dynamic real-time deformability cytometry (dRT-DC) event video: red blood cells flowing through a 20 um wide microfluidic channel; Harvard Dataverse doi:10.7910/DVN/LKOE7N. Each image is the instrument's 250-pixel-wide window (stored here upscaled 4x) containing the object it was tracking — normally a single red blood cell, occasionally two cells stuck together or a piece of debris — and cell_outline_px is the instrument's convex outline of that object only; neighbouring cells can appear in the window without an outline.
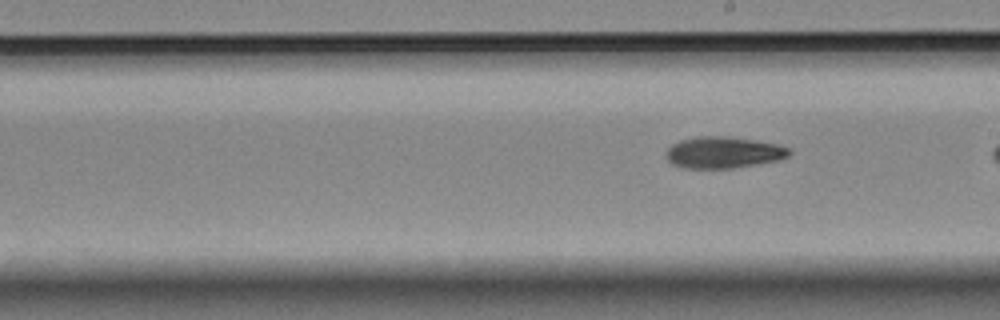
{"species": "Egyptian fruit bat (a non-hibernating species)", "species_latin": "Rousettus aegyptiacus", "temperature_condition": "room temperature", "stored_images_in_passage": 10, "segment_of_instrument_passage": [2, 2], "camera_frame_rate_fps": 3000, "um_per_image_px": 0.085, "animal": {"sex": "female"}, "frame": {"image": 1, "passage_image": 10, "time_ms": 11.667, "image_size_px": [1000, 320], "cell_outline_px": [[792, 152], [788, 156], [780, 160], [732, 168], [680, 168], [672, 164], [668, 160], [668, 148], [672, 144], [680, 140], [696, 136], [724, 136], [756, 140], [776, 144], [788, 148]], "centroid_in_image_um": [61.49, 12.96], "position_along_channel_um": 227.5, "area_um2": 22.54}}